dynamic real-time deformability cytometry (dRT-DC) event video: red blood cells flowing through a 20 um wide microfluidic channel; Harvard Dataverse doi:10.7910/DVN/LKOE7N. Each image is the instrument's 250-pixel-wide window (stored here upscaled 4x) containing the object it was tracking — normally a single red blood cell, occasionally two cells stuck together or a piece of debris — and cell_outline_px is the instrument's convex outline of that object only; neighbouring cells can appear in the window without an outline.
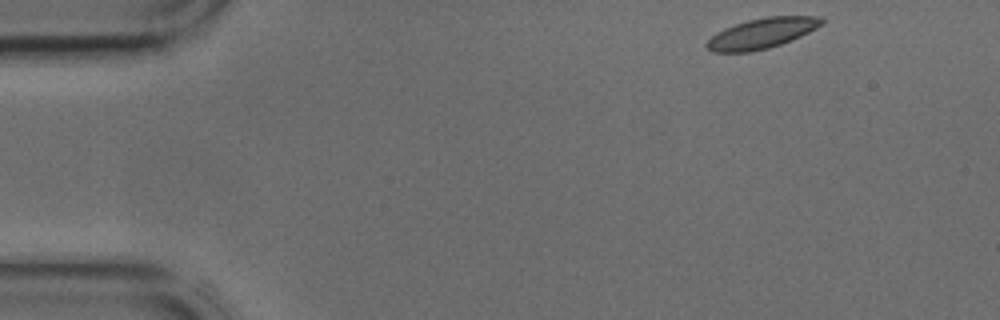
{"species": "common noctule bat (a hibernating species)", "species_latin": "Nyctalus noctula", "temperature_condition": "cold", "stored_images_in_passage": 17, "camera_frame_rate_fps": 3000, "um_per_image_px": 0.085, "animal": {"sex": "male", "body_mass_g": 17.9, "forearm_length_mm": 54.2}, "frame": {"image": 1, "passage_image": 1, "time_ms": 0.0, "image_size_px": [1000, 320], "cell_outline_px": [[824, 24], [792, 40], [768, 48], [752, 52], [712, 52], [704, 44], [712, 36], [724, 28], [748, 20], [768, 16], [820, 16], [824, 20]], "centroid_in_image_um": [64.77, 2.83], "position_along_channel_um": 20.2, "area_um2": 20.23}}
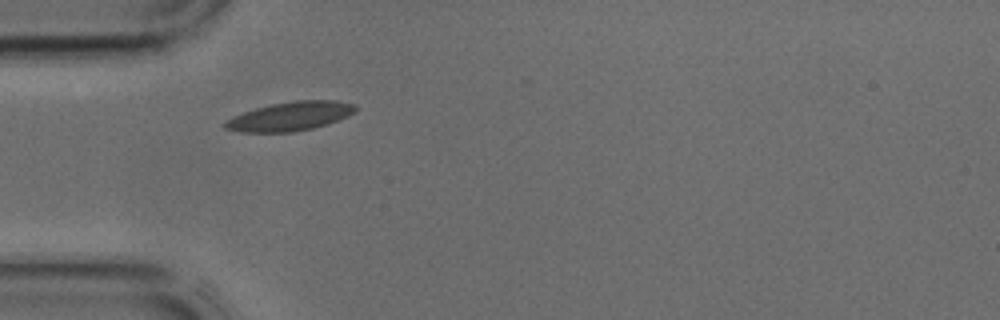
{"frame": {"image": 2, "passage_image": 9, "time_ms": 2.667, "image_size_px": [1000, 320], "cell_outline_px": [[356, 112], [348, 116], [328, 124], [312, 128], [292, 132], [240, 132], [224, 128], [220, 124], [224, 120], [232, 116], [256, 108], [272, 104], [296, 100], [336, 100], [356, 104]], "centroid_in_image_um": [24.64, 9.88], "position_along_channel_um": 60.4, "area_um2": 22.2}}
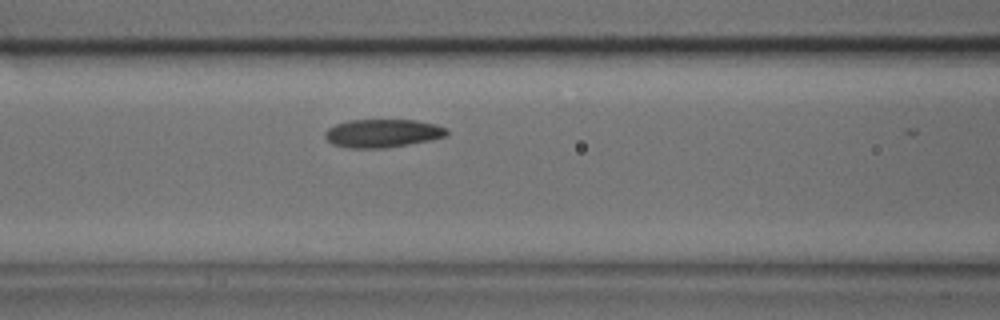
{"frame": {"image": 3, "passage_image": 14, "time_ms": 4.333, "image_size_px": [1000, 320], "cell_outline_px": [[448, 136], [432, 140], [384, 148], [348, 148], [332, 144], [324, 136], [324, 132], [328, 128], [336, 124], [348, 120], [416, 120], [436, 124], [448, 128]], "centroid_in_image_um": [32.54, 11.32], "position_along_channel_um": 134.1, "area_um2": 20.23}}